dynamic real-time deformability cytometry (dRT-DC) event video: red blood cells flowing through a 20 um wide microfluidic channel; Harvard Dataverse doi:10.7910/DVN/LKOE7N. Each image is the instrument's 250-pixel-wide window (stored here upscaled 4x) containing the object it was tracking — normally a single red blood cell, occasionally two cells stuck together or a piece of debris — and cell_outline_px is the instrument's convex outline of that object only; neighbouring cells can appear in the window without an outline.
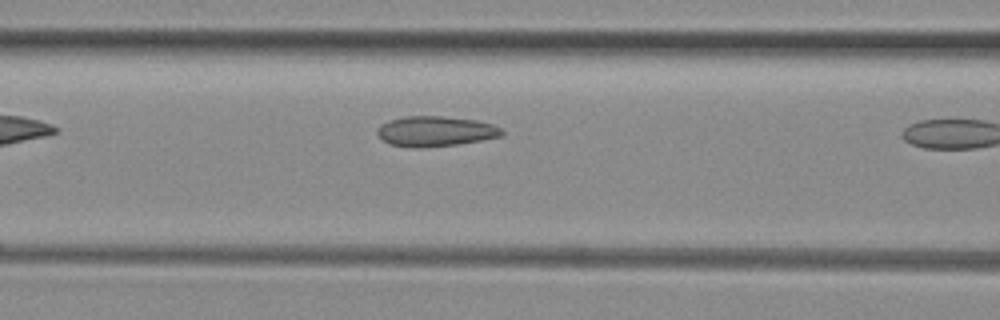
{"species": "common noctule bat (a hibernating species)", "species_latin": "Nyctalus noctula", "temperature_condition": "room temperature", "stored_images_in_passage": 8, "camera_frame_rate_fps": 3000, "um_per_image_px": 0.085, "animal": {"sex": "female", "body_mass_g": 29.2, "forearm_length_mm": 56.3}, "frame": {"image": 1, "passage_image": 7, "time_ms": 2.0, "image_size_px": [1000, 320], "cell_outline_px": [[504, 132], [500, 136], [480, 140], [456, 144], [424, 148], [412, 148], [388, 144], [376, 132], [376, 128], [380, 124], [388, 120], [404, 116], [444, 116], [476, 120], [492, 124], [500, 128]], "centroid_in_image_um": [36.95, 11.15], "position_along_channel_um": 129.7, "area_um2": 22.02}}